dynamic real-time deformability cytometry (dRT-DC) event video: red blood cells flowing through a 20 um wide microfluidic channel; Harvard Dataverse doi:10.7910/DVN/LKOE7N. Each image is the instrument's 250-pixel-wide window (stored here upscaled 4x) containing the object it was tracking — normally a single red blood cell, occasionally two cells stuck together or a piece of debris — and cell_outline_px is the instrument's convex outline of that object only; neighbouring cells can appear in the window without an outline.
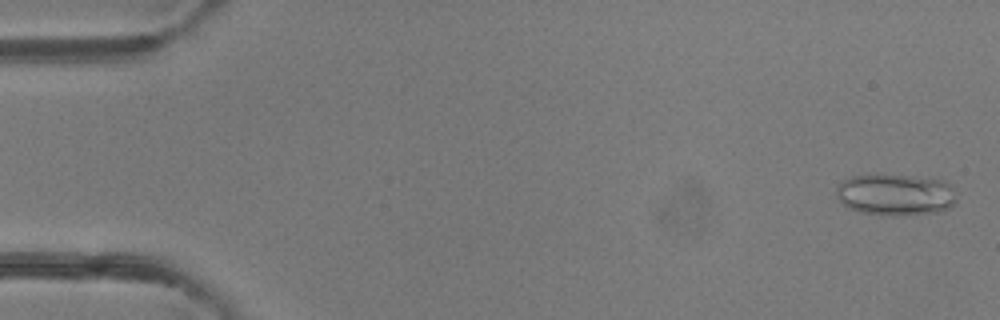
{"species": "common noctule bat (a hibernating species)", "species_latin": "Nyctalus noctula", "temperature_condition": "room temperature", "stored_images_in_passage": 6, "camera_frame_rate_fps": 3000, "um_per_image_px": 0.085, "animal": {"sex": "female"}, "frame": {"image": 1, "passage_image": 1, "time_ms": 0.0, "image_size_px": [1000, 320], "cell_outline_px": [[956, 204], [944, 212], [896, 216], [892, 216], [860, 212], [848, 208], [836, 196], [836, 184], [852, 176], [904, 176], [940, 180], [952, 184], [956, 200]], "centroid_in_image_um": [76.15, 16.59], "position_along_channel_um": 8.9, "area_um2": 29.13}}